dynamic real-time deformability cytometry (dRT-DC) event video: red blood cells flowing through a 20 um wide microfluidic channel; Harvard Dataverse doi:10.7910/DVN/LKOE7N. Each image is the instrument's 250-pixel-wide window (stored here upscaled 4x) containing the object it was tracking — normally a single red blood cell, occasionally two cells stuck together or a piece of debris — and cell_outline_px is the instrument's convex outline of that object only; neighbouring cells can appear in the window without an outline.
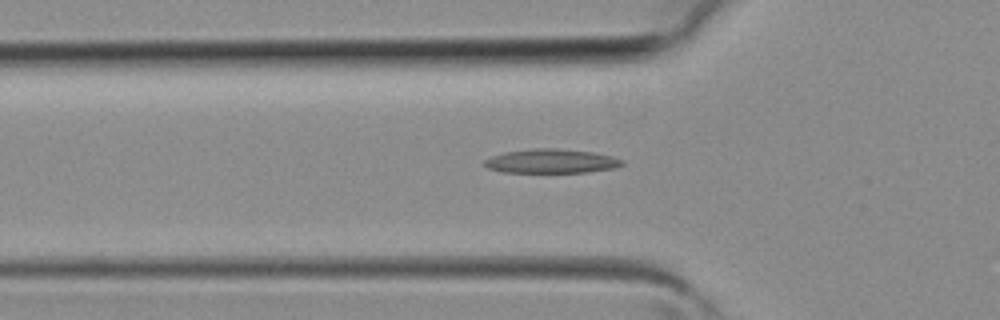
{"species": "common noctule bat (a hibernating species)", "species_latin": "Nyctalus noctula", "temperature_condition": "room temperature", "stored_images_in_passage": 38, "camera_frame_rate_fps": 3000, "um_per_image_px": 0.085, "animal": {"sex": "female", "body_mass_g": 19.3, "forearm_length_mm": 54.1}, "frame": {"image": 1, "passage_image": 13, "time_ms": 4.0, "image_size_px": [1000, 320], "cell_outline_px": [[624, 164], [612, 168], [588, 172], [500, 172], [488, 168], [484, 164], [484, 160], [492, 156], [504, 152], [532, 148], [556, 148], [592, 152], [612, 156], [624, 160]], "centroid_in_image_um": [46.84, 13.69], "position_along_channel_um": 79.0, "area_um2": 19.31}}
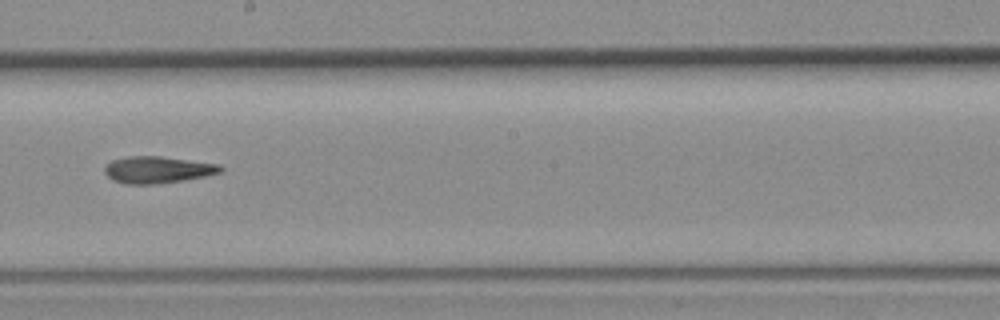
{"frame": {"image": 2, "passage_image": 22, "time_ms": 7.0, "image_size_px": [1000, 320], "cell_outline_px": [[224, 172], [184, 180], [156, 184], [124, 184], [112, 180], [104, 172], [104, 168], [112, 160], [128, 156], [160, 156], [220, 164], [224, 168]], "centroid_in_image_um": [13.42, 14.43], "position_along_channel_um": 234.8, "area_um2": 18.21}}
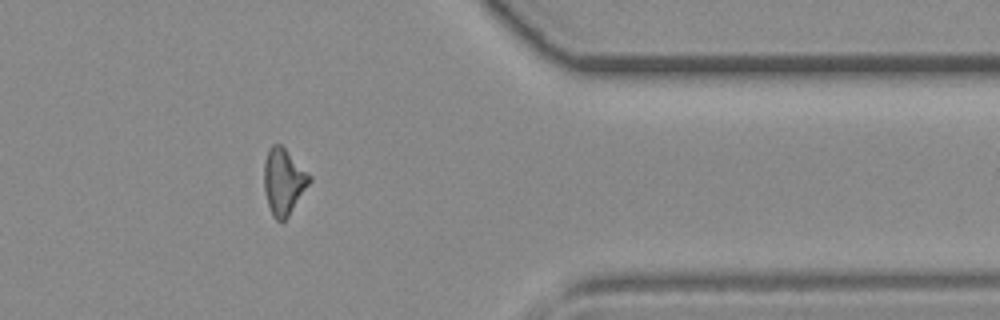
{"frame": {"image": 3, "passage_image": 32, "time_ms": 10.333, "image_size_px": [1000, 320], "cell_outline_px": [[312, 180], [288, 216], [284, 220], [276, 220], [272, 216], [264, 192], [264, 160], [268, 148], [272, 144], [280, 144], [312, 176]], "centroid_in_image_um": [24.09, 15.41], "position_along_channel_um": 387.3, "area_um2": 17.46}}